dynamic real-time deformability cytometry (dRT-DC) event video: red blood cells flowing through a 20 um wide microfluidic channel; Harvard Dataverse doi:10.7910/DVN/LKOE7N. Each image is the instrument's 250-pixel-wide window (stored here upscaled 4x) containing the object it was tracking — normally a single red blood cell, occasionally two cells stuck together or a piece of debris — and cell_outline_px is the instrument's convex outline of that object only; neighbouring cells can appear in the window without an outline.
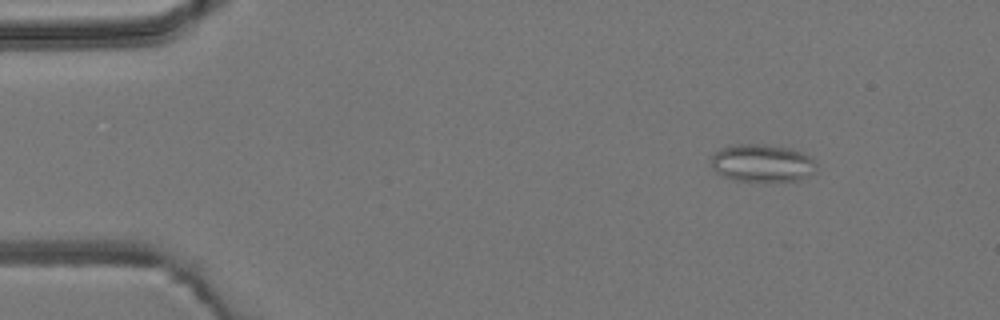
{"species": "common noctule bat (a hibernating species)", "species_latin": "Nyctalus noctula", "temperature_condition": "room temperature", "stored_images_in_passage": 4, "camera_frame_rate_fps": 3000, "um_per_image_px": 0.085, "animal": {"sex": "male", "body_mass_g": 19.2, "forearm_length_mm": 51.8}, "frame": {"image": 1, "passage_image": 1, "time_ms": 0.0, "image_size_px": [1000, 320], "cell_outline_px": [[816, 172], [800, 180], [736, 180], [724, 176], [716, 172], [712, 164], [712, 156], [720, 148], [740, 144], [768, 144], [792, 148], [808, 156], [816, 164]], "centroid_in_image_um": [64.81, 13.84], "position_along_channel_um": 20.2, "area_um2": 22.77}}